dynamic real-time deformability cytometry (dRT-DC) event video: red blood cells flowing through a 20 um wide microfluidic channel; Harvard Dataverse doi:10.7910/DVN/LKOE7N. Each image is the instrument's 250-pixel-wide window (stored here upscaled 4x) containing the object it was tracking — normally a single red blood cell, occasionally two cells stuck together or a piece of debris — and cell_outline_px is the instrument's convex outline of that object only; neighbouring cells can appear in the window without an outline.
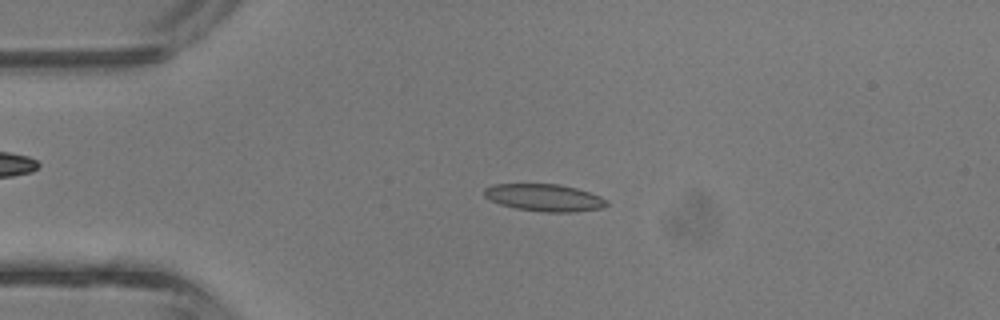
{"species": "common noctule bat (a hibernating species)", "species_latin": "Nyctalus noctula", "temperature_condition": "room temperature", "stored_images_in_passage": 41, "camera_frame_rate_fps": 3000, "um_per_image_px": 0.085, "animal": {"sex": "male", "body_mass_g": 13.3}, "frame": {"image": 1, "passage_image": 9, "time_ms": 2.667, "image_size_px": [1000, 320], "cell_outline_px": [[608, 204], [604, 208], [572, 212], [544, 212], [516, 208], [500, 204], [484, 196], [484, 188], [492, 184], [560, 184], [576, 188], [600, 196], [608, 200]], "centroid_in_image_um": [46.29, 16.8], "position_along_channel_um": 38.7, "area_um2": 19.42}}
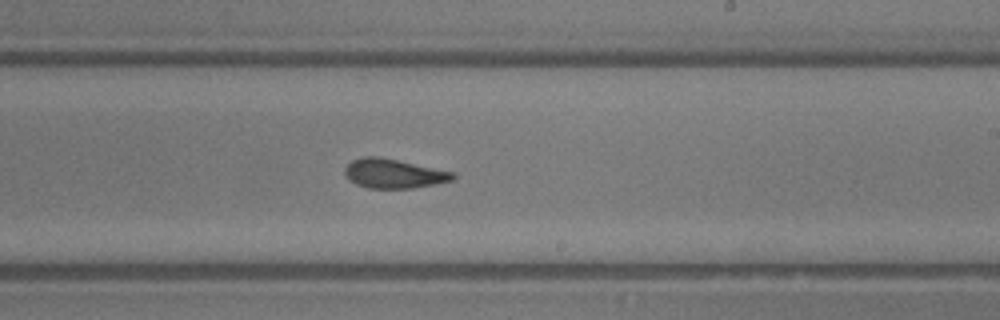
{"frame": {"image": 2, "passage_image": 24, "time_ms": 7.667, "image_size_px": [1000, 320], "cell_outline_px": [[456, 176], [452, 180], [412, 188], [368, 188], [356, 184], [348, 180], [344, 172], [344, 168], [352, 160], [364, 156], [380, 156], [456, 172]], "centroid_in_image_um": [33.45, 14.74], "position_along_channel_um": 255.6, "area_um2": 18.55}}
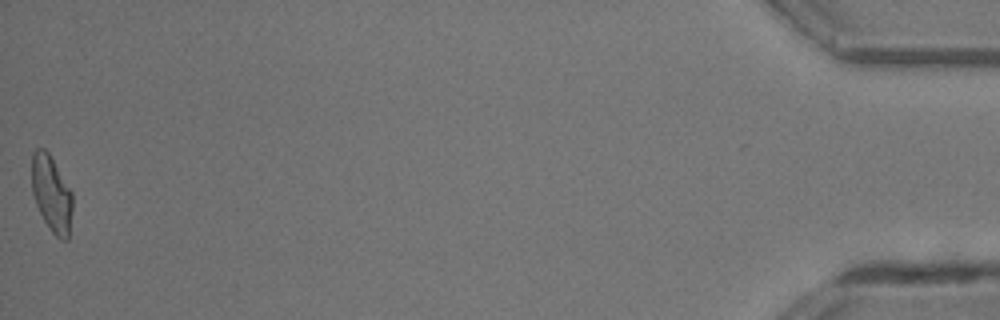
{"frame": {"image": 3, "passage_image": 41, "time_ms": 13.333, "image_size_px": [1000, 320], "cell_outline_px": [[72, 208], [68, 240], [60, 240], [52, 232], [44, 220], [36, 204], [32, 192], [32, 152], [36, 148], [44, 148], [48, 152], [72, 192]], "centroid_in_image_um": [4.38, 16.47], "position_along_channel_um": 430.8, "area_um2": 17.98}, "authors_computed_cell_mechanics": {"area_um2": 18.5538, "velocity_mm_per_s": 4.9338, "shape_relaxation_time_tau1_ms": 5.4558, "shape_relaxation_time_tau2_ms": 1.7184, "deformation_change_tau1": 0.1851, "deformation_change_tau2": 0.1044}}